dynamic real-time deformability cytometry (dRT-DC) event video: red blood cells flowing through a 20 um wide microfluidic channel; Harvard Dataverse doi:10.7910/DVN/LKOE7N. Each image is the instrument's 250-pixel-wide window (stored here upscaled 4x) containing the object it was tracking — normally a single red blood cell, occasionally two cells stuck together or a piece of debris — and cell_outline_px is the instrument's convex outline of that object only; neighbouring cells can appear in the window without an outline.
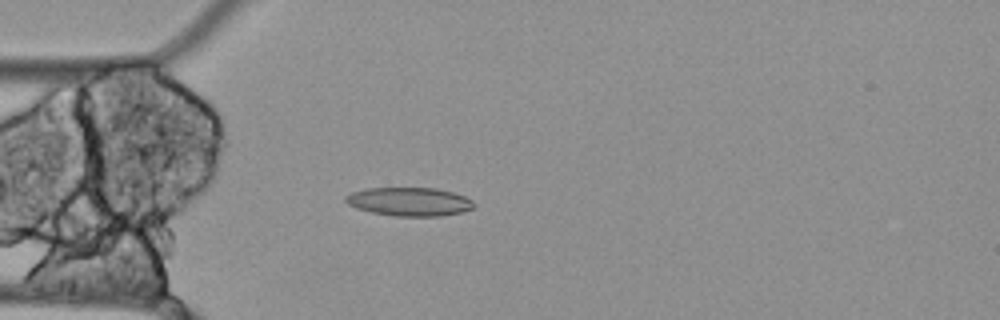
{"species": "Egyptian fruit bat (a non-hibernating species)", "species_latin": "Rousettus aegyptiacus", "temperature_condition": "cold", "stored_images_in_passage": 48, "camera_frame_rate_fps": 3000, "um_per_image_px": 0.085, "animal": {"sex": "female"}, "frame": {"image": 1, "passage_image": 7, "time_ms": 2.0, "image_size_px": [1000, 320], "cell_outline_px": [[476, 204], [472, 208], [460, 212], [440, 216], [396, 216], [372, 212], [356, 208], [348, 204], [344, 200], [344, 196], [352, 192], [368, 188], [436, 188], [452, 192], [464, 196], [472, 200]], "centroid_in_image_um": [34.78, 17.14], "position_along_channel_um": 50.2, "area_um2": 21.27}}
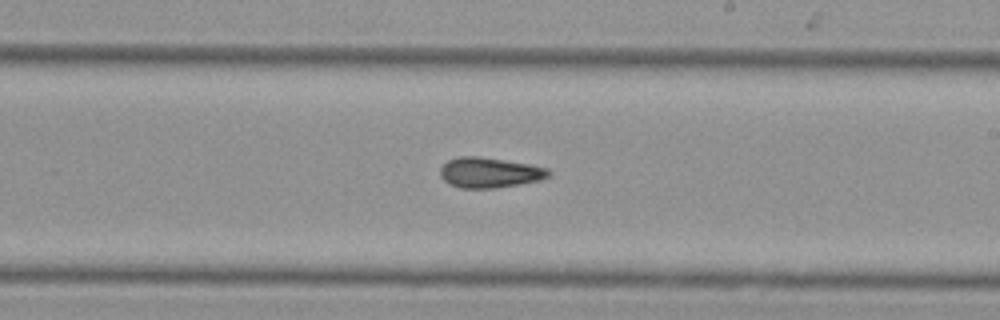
{"frame": {"image": 2, "passage_image": 24, "time_ms": 7.667, "image_size_px": [1000, 320], "cell_outline_px": [[552, 172], [548, 176], [540, 180], [492, 188], [460, 188], [448, 184], [440, 176], [440, 168], [448, 160], [460, 156], [480, 156], [528, 164], [548, 168]], "centroid_in_image_um": [41.58, 14.66], "position_along_channel_um": 247.4, "area_um2": 19.02}}
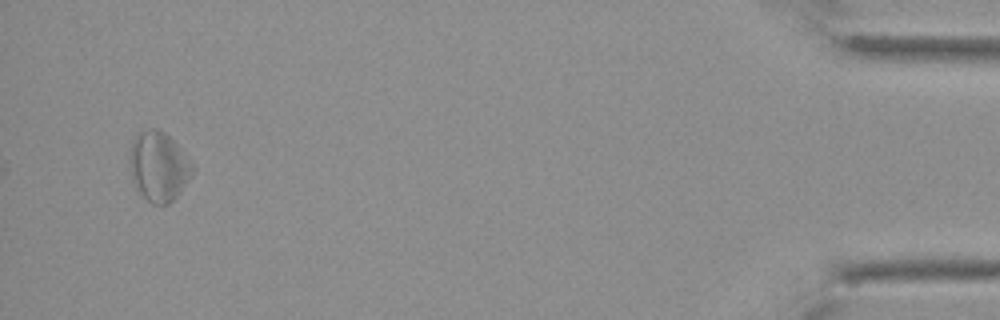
{"frame": {"image": 3, "passage_image": 46, "time_ms": 15.0, "image_size_px": [1000, 320], "cell_outline_px": [[196, 168], [180, 192], [168, 204], [152, 204], [136, 188], [132, 180], [128, 160], [132, 140], [136, 132], [152, 128], [156, 128], [164, 132], [172, 140]], "centroid_in_image_um": [13.45, 14.13], "position_along_channel_um": 421.8, "area_um2": 25.37}, "authors_computed_cell_mechanics": {"area_um2": 19.941, "velocity_mm_per_s": 3.4529, "shape_relaxation_time_tau1_ms": null, "shape_relaxation_time_tau2_ms": 4.9291, "deformation_change_tau1": null, "deformation_change_tau2": 0.1457}}